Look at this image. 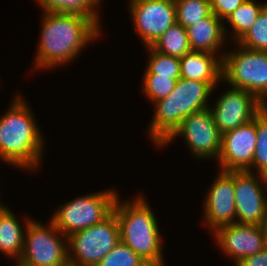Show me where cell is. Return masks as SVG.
Returning a JSON list of instances; mask_svg holds the SVG:
<instances>
[{"label":"cell","mask_w":267,"mask_h":266,"mask_svg":"<svg viewBox=\"0 0 267 266\" xmlns=\"http://www.w3.org/2000/svg\"><path fill=\"white\" fill-rule=\"evenodd\" d=\"M212 90L207 82L184 78L177 80L174 90L155 102L156 110L149 131L152 140L162 145L185 117L209 108L206 101Z\"/></svg>","instance_id":"277c9868"},{"label":"cell","mask_w":267,"mask_h":266,"mask_svg":"<svg viewBox=\"0 0 267 266\" xmlns=\"http://www.w3.org/2000/svg\"><path fill=\"white\" fill-rule=\"evenodd\" d=\"M216 57L215 54L190 50L180 58L181 78L207 82L214 89L222 80V59Z\"/></svg>","instance_id":"2e32d148"},{"label":"cell","mask_w":267,"mask_h":266,"mask_svg":"<svg viewBox=\"0 0 267 266\" xmlns=\"http://www.w3.org/2000/svg\"><path fill=\"white\" fill-rule=\"evenodd\" d=\"M218 99L209 109L221 135L250 122L265 108L255 95L235 87Z\"/></svg>","instance_id":"7c38bea8"},{"label":"cell","mask_w":267,"mask_h":266,"mask_svg":"<svg viewBox=\"0 0 267 266\" xmlns=\"http://www.w3.org/2000/svg\"><path fill=\"white\" fill-rule=\"evenodd\" d=\"M237 45L251 50L267 51V5Z\"/></svg>","instance_id":"d4e9b609"},{"label":"cell","mask_w":267,"mask_h":266,"mask_svg":"<svg viewBox=\"0 0 267 266\" xmlns=\"http://www.w3.org/2000/svg\"><path fill=\"white\" fill-rule=\"evenodd\" d=\"M236 52L221 55L222 78L235 88L255 95L267 104V51L239 45Z\"/></svg>","instance_id":"8992f818"},{"label":"cell","mask_w":267,"mask_h":266,"mask_svg":"<svg viewBox=\"0 0 267 266\" xmlns=\"http://www.w3.org/2000/svg\"><path fill=\"white\" fill-rule=\"evenodd\" d=\"M99 2L100 0H38L45 13L77 15L92 20L100 27L98 13L95 12Z\"/></svg>","instance_id":"d6986e66"},{"label":"cell","mask_w":267,"mask_h":266,"mask_svg":"<svg viewBox=\"0 0 267 266\" xmlns=\"http://www.w3.org/2000/svg\"><path fill=\"white\" fill-rule=\"evenodd\" d=\"M214 233L222 251L234 258L235 264L267 247L262 227L258 225L233 223L218 227Z\"/></svg>","instance_id":"9a60e30c"},{"label":"cell","mask_w":267,"mask_h":266,"mask_svg":"<svg viewBox=\"0 0 267 266\" xmlns=\"http://www.w3.org/2000/svg\"><path fill=\"white\" fill-rule=\"evenodd\" d=\"M5 206H2V204L0 203V211L4 208Z\"/></svg>","instance_id":"4dcf8cb0"},{"label":"cell","mask_w":267,"mask_h":266,"mask_svg":"<svg viewBox=\"0 0 267 266\" xmlns=\"http://www.w3.org/2000/svg\"><path fill=\"white\" fill-rule=\"evenodd\" d=\"M222 22L215 14L211 13L208 17L187 27L191 50L215 54L225 39L226 29Z\"/></svg>","instance_id":"e0dca14e"},{"label":"cell","mask_w":267,"mask_h":266,"mask_svg":"<svg viewBox=\"0 0 267 266\" xmlns=\"http://www.w3.org/2000/svg\"><path fill=\"white\" fill-rule=\"evenodd\" d=\"M25 223L26 234L18 266H69L68 247L57 235H63L66 240L68 237L51 220L48 228L33 220L27 219Z\"/></svg>","instance_id":"ba28073f"},{"label":"cell","mask_w":267,"mask_h":266,"mask_svg":"<svg viewBox=\"0 0 267 266\" xmlns=\"http://www.w3.org/2000/svg\"><path fill=\"white\" fill-rule=\"evenodd\" d=\"M257 144L255 147L252 169L267 177V104L256 116Z\"/></svg>","instance_id":"cb8c5ba5"},{"label":"cell","mask_w":267,"mask_h":266,"mask_svg":"<svg viewBox=\"0 0 267 266\" xmlns=\"http://www.w3.org/2000/svg\"><path fill=\"white\" fill-rule=\"evenodd\" d=\"M130 12L140 38L152 46L174 23V0H130Z\"/></svg>","instance_id":"30bf717a"},{"label":"cell","mask_w":267,"mask_h":266,"mask_svg":"<svg viewBox=\"0 0 267 266\" xmlns=\"http://www.w3.org/2000/svg\"><path fill=\"white\" fill-rule=\"evenodd\" d=\"M113 211L119 222L121 242L151 266H164L157 220L144 198L122 204L117 196Z\"/></svg>","instance_id":"3957f363"},{"label":"cell","mask_w":267,"mask_h":266,"mask_svg":"<svg viewBox=\"0 0 267 266\" xmlns=\"http://www.w3.org/2000/svg\"><path fill=\"white\" fill-rule=\"evenodd\" d=\"M236 266H267V247L255 255L243 258Z\"/></svg>","instance_id":"f1b7e54d"},{"label":"cell","mask_w":267,"mask_h":266,"mask_svg":"<svg viewBox=\"0 0 267 266\" xmlns=\"http://www.w3.org/2000/svg\"><path fill=\"white\" fill-rule=\"evenodd\" d=\"M119 242L120 227L113 211L103 221L68 237L69 266H97Z\"/></svg>","instance_id":"5b68a950"},{"label":"cell","mask_w":267,"mask_h":266,"mask_svg":"<svg viewBox=\"0 0 267 266\" xmlns=\"http://www.w3.org/2000/svg\"><path fill=\"white\" fill-rule=\"evenodd\" d=\"M92 20L77 15L45 13L36 68L64 65L76 58L81 49L100 33Z\"/></svg>","instance_id":"6da1fadb"},{"label":"cell","mask_w":267,"mask_h":266,"mask_svg":"<svg viewBox=\"0 0 267 266\" xmlns=\"http://www.w3.org/2000/svg\"><path fill=\"white\" fill-rule=\"evenodd\" d=\"M245 0H210L211 12L225 22L233 11H235Z\"/></svg>","instance_id":"83f0119b"},{"label":"cell","mask_w":267,"mask_h":266,"mask_svg":"<svg viewBox=\"0 0 267 266\" xmlns=\"http://www.w3.org/2000/svg\"><path fill=\"white\" fill-rule=\"evenodd\" d=\"M257 144L256 117L222 135L219 160L222 171H250Z\"/></svg>","instance_id":"4fadbf2b"},{"label":"cell","mask_w":267,"mask_h":266,"mask_svg":"<svg viewBox=\"0 0 267 266\" xmlns=\"http://www.w3.org/2000/svg\"><path fill=\"white\" fill-rule=\"evenodd\" d=\"M143 78V89L153 102L167 97L174 90L177 82L176 79H169L158 74H145Z\"/></svg>","instance_id":"4316f807"},{"label":"cell","mask_w":267,"mask_h":266,"mask_svg":"<svg viewBox=\"0 0 267 266\" xmlns=\"http://www.w3.org/2000/svg\"><path fill=\"white\" fill-rule=\"evenodd\" d=\"M178 135L184 136L183 138L194 156L199 158L217 156L216 158H219L222 135L215 125L209 108L185 117L179 127L162 145H166Z\"/></svg>","instance_id":"9c48e42d"},{"label":"cell","mask_w":267,"mask_h":266,"mask_svg":"<svg viewBox=\"0 0 267 266\" xmlns=\"http://www.w3.org/2000/svg\"><path fill=\"white\" fill-rule=\"evenodd\" d=\"M151 47L161 54L178 58L191 50L186 28L178 22L169 27Z\"/></svg>","instance_id":"ffe728a7"},{"label":"cell","mask_w":267,"mask_h":266,"mask_svg":"<svg viewBox=\"0 0 267 266\" xmlns=\"http://www.w3.org/2000/svg\"><path fill=\"white\" fill-rule=\"evenodd\" d=\"M176 22L187 28L208 17L211 12L210 0H174Z\"/></svg>","instance_id":"7402d4cb"},{"label":"cell","mask_w":267,"mask_h":266,"mask_svg":"<svg viewBox=\"0 0 267 266\" xmlns=\"http://www.w3.org/2000/svg\"><path fill=\"white\" fill-rule=\"evenodd\" d=\"M262 227L263 233H264V238L267 246V211L265 213L264 220L262 221V224L260 225Z\"/></svg>","instance_id":"f546056e"},{"label":"cell","mask_w":267,"mask_h":266,"mask_svg":"<svg viewBox=\"0 0 267 266\" xmlns=\"http://www.w3.org/2000/svg\"><path fill=\"white\" fill-rule=\"evenodd\" d=\"M147 48L151 55L145 74H158L176 80L181 78L180 58L161 54L151 46Z\"/></svg>","instance_id":"603a6c76"},{"label":"cell","mask_w":267,"mask_h":266,"mask_svg":"<svg viewBox=\"0 0 267 266\" xmlns=\"http://www.w3.org/2000/svg\"><path fill=\"white\" fill-rule=\"evenodd\" d=\"M97 266H151L129 246L119 242Z\"/></svg>","instance_id":"484cf974"},{"label":"cell","mask_w":267,"mask_h":266,"mask_svg":"<svg viewBox=\"0 0 267 266\" xmlns=\"http://www.w3.org/2000/svg\"><path fill=\"white\" fill-rule=\"evenodd\" d=\"M266 5L267 3L259 5L253 0H245L226 18L234 30L233 39H236L237 43L247 34Z\"/></svg>","instance_id":"44dd1931"},{"label":"cell","mask_w":267,"mask_h":266,"mask_svg":"<svg viewBox=\"0 0 267 266\" xmlns=\"http://www.w3.org/2000/svg\"><path fill=\"white\" fill-rule=\"evenodd\" d=\"M255 176L250 171H234L236 223L262 224L267 211V199L263 190L267 187V177ZM257 177V178H256ZM260 179V180H259ZM265 188H263V185Z\"/></svg>","instance_id":"8fae6325"},{"label":"cell","mask_w":267,"mask_h":266,"mask_svg":"<svg viewBox=\"0 0 267 266\" xmlns=\"http://www.w3.org/2000/svg\"><path fill=\"white\" fill-rule=\"evenodd\" d=\"M15 98L0 118V158L14 166L35 169L44 141L30 108L20 96Z\"/></svg>","instance_id":"7a4b0ae2"},{"label":"cell","mask_w":267,"mask_h":266,"mask_svg":"<svg viewBox=\"0 0 267 266\" xmlns=\"http://www.w3.org/2000/svg\"><path fill=\"white\" fill-rule=\"evenodd\" d=\"M217 176L204 203V218L212 231L236 223L234 171L221 170Z\"/></svg>","instance_id":"5bb4252c"},{"label":"cell","mask_w":267,"mask_h":266,"mask_svg":"<svg viewBox=\"0 0 267 266\" xmlns=\"http://www.w3.org/2000/svg\"><path fill=\"white\" fill-rule=\"evenodd\" d=\"M117 193L103 191L74 199L55 212L51 221L57 229L69 237L106 219L114 208Z\"/></svg>","instance_id":"52a82bcc"},{"label":"cell","mask_w":267,"mask_h":266,"mask_svg":"<svg viewBox=\"0 0 267 266\" xmlns=\"http://www.w3.org/2000/svg\"><path fill=\"white\" fill-rule=\"evenodd\" d=\"M15 215L4 207L0 211V251L17 261L21 258L24 234Z\"/></svg>","instance_id":"ac0fdd59"}]
</instances>
